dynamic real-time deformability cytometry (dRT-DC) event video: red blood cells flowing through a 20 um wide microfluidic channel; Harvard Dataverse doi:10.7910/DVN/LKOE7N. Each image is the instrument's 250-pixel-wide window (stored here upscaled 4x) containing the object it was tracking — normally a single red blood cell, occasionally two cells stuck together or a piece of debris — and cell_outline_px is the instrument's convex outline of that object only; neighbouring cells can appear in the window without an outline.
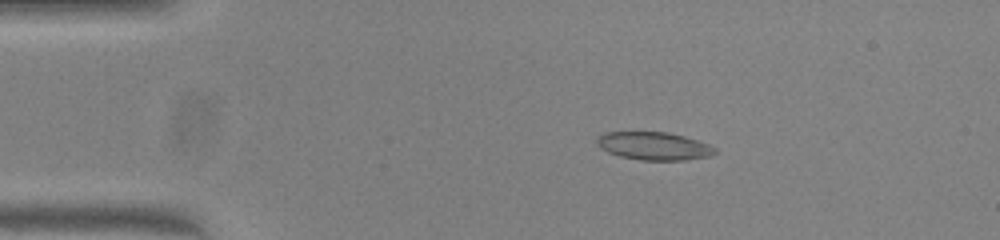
{"species": "common noctule bat (a hibernating species)", "species_latin": "Nyctalus noctula", "temperature_condition": "warm", "stored_images_in_passage": 51, "camera_frame_rate_fps": 3000, "um_per_image_px": 0.085, "animal": {"sex": "female", "body_mass_g": 23.0, "forearm_length_mm": 53.4}, "frame": {"image": 1, "passage_image": 10, "time_ms": 3.0, "image_size_px": [1000, 240], "cell_outline_px": [[716, 152], [712, 156], [684, 160], [640, 160], [620, 156], [608, 152], [600, 148], [596, 144], [596, 140], [604, 132], [668, 132], [684, 136], [708, 144], [716, 148]], "centroid_in_image_um": [55.58, 12.41], "position_along_channel_um": 29.4, "area_um2": 19.25}}
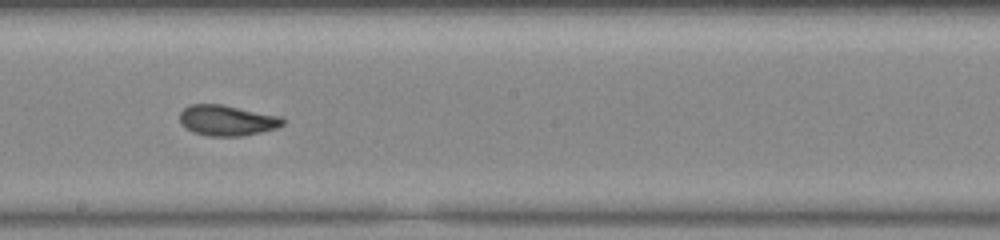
{"frame": {"image": 2, "passage_image": 29, "time_ms": 9.333, "image_size_px": [1000, 240], "cell_outline_px": [[284, 124], [276, 128], [244, 136], [208, 136], [192, 132], [180, 124], [180, 112], [188, 104], [220, 104], [280, 116], [284, 120]], "centroid_in_image_um": [19.26, 10.24], "position_along_channel_um": 228.9, "area_um2": 18.38}}
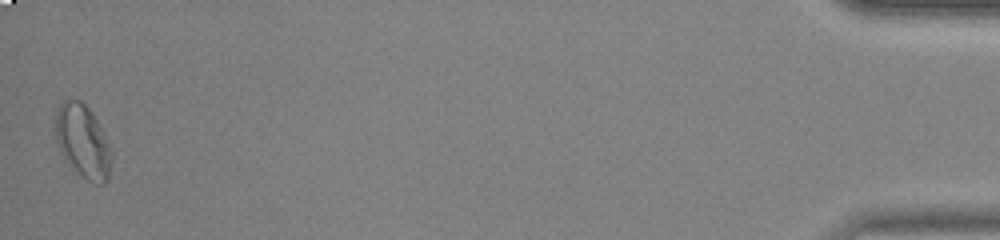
{"frame": {"image": 3, "passage_image": 51, "time_ms": 16.667, "image_size_px": [1000, 240], "cell_outline_px": [[112, 160], [108, 180], [104, 184], [92, 184], [80, 176], [60, 152], [56, 140], [56, 112], [60, 104], [64, 100], [80, 100], [92, 112], [104, 132], [112, 152]], "centroid_in_image_um": [7.07, 12.05], "position_along_channel_um": 428.1, "area_um2": 24.04}, "authors_computed_cell_mechanics": {"area_um2": 19.1896, "velocity_mm_per_s": 4.0191, "shape_relaxation_time_tau1_ms": 6.8546, "shape_relaxation_time_tau2_ms": 1.2651, "deformation_change_tau1": 0.1453, "deformation_change_tau2": 0.0562}}